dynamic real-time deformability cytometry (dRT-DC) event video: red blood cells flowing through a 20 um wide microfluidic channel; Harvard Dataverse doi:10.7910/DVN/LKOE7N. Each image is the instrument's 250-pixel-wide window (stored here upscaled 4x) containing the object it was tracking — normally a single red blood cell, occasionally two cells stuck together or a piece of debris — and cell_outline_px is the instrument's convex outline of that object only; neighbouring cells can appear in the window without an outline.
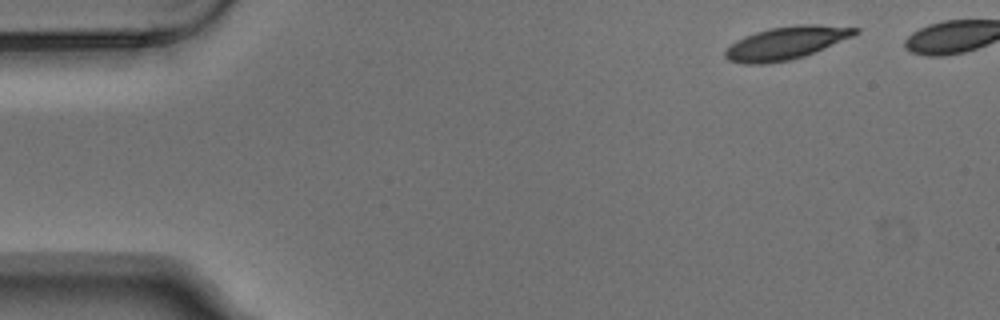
{"species": "Egyptian fruit bat (a non-hibernating species)", "species_latin": "Rousettus aegyptiacus", "temperature_condition": "warm", "stored_images_in_passage": 5, "camera_frame_rate_fps": 3000, "um_per_image_px": 0.085, "animal": {"sex": "male"}, "frame": {"image": 1, "passage_image": 1, "time_ms": 0.0, "image_size_px": [1000, 320], "cell_outline_px": [[860, 32], [852, 36], [804, 56], [788, 60], [764, 64], [744, 64], [728, 60], [724, 56], [724, 52], [736, 40], [744, 36], [768, 28], [796, 24], [816, 24], [860, 28]], "centroid_in_image_um": [66.8, 3.64], "position_along_channel_um": 18.2, "area_um2": 24.74}}
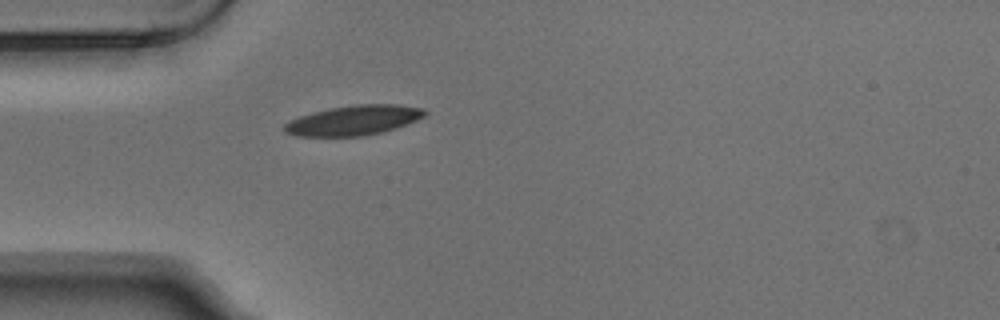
{"frame": {"image": 2, "passage_image": 5, "time_ms": 1.333, "image_size_px": [1000, 320], "cell_outline_px": [[428, 112], [424, 116], [408, 124], [384, 132], [364, 136], [296, 136], [284, 132], [284, 124], [288, 120], [312, 112], [332, 108], [356, 104], [396, 104], [424, 108]], "centroid_in_image_um": [30.07, 10.23], "position_along_channel_um": 54.9, "area_um2": 24.57}}